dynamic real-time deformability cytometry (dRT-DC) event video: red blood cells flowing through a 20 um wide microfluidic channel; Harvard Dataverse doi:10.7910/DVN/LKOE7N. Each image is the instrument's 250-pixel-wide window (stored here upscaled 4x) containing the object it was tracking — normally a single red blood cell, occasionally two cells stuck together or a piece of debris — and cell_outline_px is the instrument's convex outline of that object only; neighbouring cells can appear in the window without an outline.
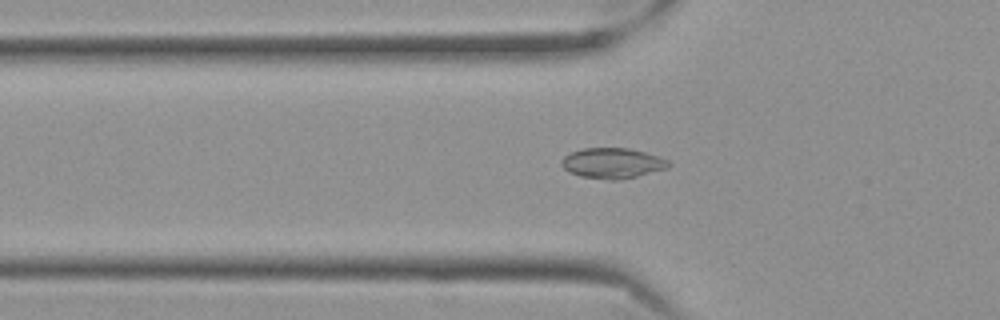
{"species": "Egyptian fruit bat (a non-hibernating species)", "species_latin": "Rousettus aegyptiacus", "temperature_condition": "cold", "stored_images_in_passage": 40, "camera_frame_rate_fps": 3000, "um_per_image_px": 0.085, "frame": {"image": 1, "passage_image": 2, "time_ms": 0.333, "image_size_px": [1000, 320], "cell_outline_px": [[672, 164], [668, 168], [636, 176], [616, 180], [608, 180], [580, 176], [568, 172], [560, 164], [560, 160], [564, 156], [572, 152], [584, 148], [628, 148], [644, 152], [668, 160]], "centroid_in_image_um": [52.03, 13.87], "position_along_channel_um": 73.8, "area_um2": 18.9}}
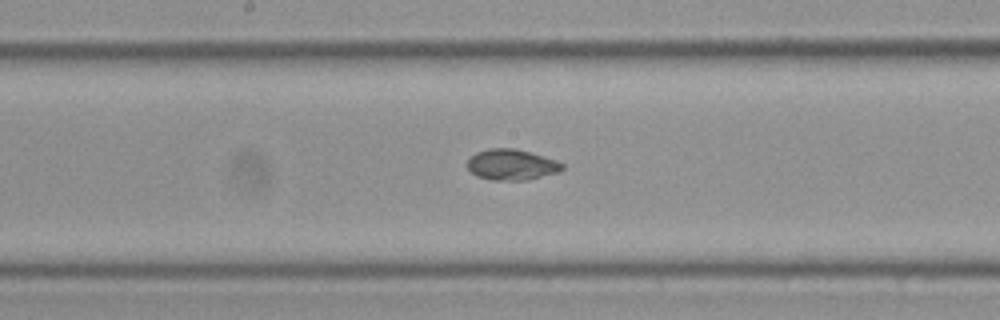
{"frame": {"image": 2, "passage_image": 13, "time_ms": 4.0, "image_size_px": [1000, 320], "cell_outline_px": [[564, 168], [560, 172], [528, 180], [492, 180], [476, 176], [464, 164], [476, 152], [488, 148], [512, 148], [544, 156], [564, 164]], "centroid_in_image_um": [43.47, 14.0], "position_along_channel_um": 204.7, "area_um2": 17.11}}
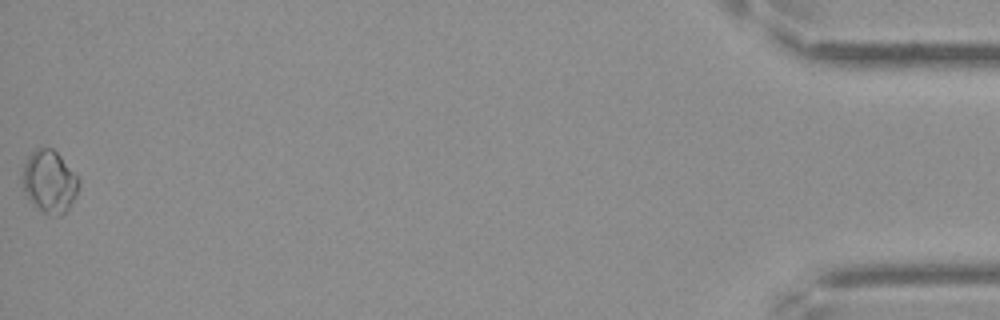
{"frame": {"image": 3, "passage_image": 40, "time_ms": 13.0, "image_size_px": [1000, 320], "cell_outline_px": [[80, 184], [76, 196], [68, 208], [60, 216], [56, 216], [44, 212], [32, 200], [24, 188], [24, 164], [28, 156], [36, 148], [52, 148], [60, 156], [80, 180]], "centroid_in_image_um": [4.25, 15.41], "position_along_channel_um": 431.0, "area_um2": 19.71}, "authors_computed_cell_mechanics": {"area_um2": 17.1955, "velocity_mm_per_s": 3.5379, "shape_relaxation_time_tau1_ms": 3.2067, "shape_relaxation_time_tau2_ms": null, "deformation_change_tau1": 0.0429, "deformation_change_tau2": null}}